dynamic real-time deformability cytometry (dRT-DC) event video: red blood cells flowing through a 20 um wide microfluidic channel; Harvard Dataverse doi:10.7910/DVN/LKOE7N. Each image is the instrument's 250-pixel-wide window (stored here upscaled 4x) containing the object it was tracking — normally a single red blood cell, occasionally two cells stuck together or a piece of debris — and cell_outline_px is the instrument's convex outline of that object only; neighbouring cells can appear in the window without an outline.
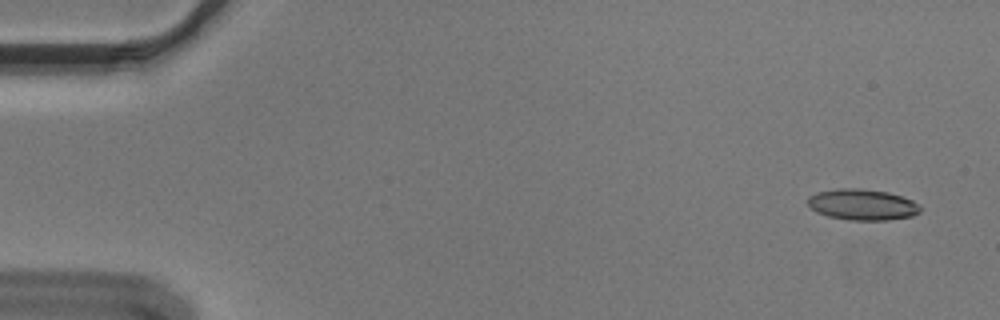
{"species": "Egyptian fruit bat (a non-hibernating species)", "species_latin": "Rousettus aegyptiacus", "temperature_condition": "cold", "stored_images_in_passage": 55, "segment_of_instrument_passage": [1, 2], "camera_frame_rate_fps": 3000, "um_per_image_px": 0.085, "animal": {"sex": "male"}, "frame": {"image": 1, "passage_image": 3, "time_ms": 0.667, "image_size_px": [1000, 320], "cell_outline_px": [[920, 212], [912, 216], [888, 220], [848, 220], [828, 216], [816, 212], [808, 204], [808, 196], [816, 192], [836, 188], [860, 188], [888, 192], [912, 200], [920, 204]], "centroid_in_image_um": [73.29, 17.38], "position_along_channel_um": 11.7, "area_um2": 20.46}}
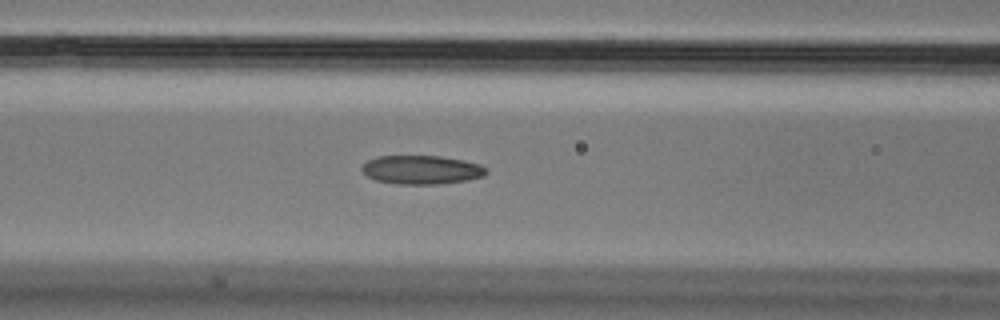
{"frame": {"image": 2, "passage_image": 23, "time_ms": 7.333, "image_size_px": [1000, 320], "cell_outline_px": [[488, 172], [484, 176], [468, 180], [440, 184], [396, 184], [376, 180], [368, 176], [360, 168], [368, 160], [376, 156], [440, 156], [464, 160], [480, 164], [488, 168]], "centroid_in_image_um": [35.87, 14.43], "position_along_channel_um": 130.7, "area_um2": 20.98}}
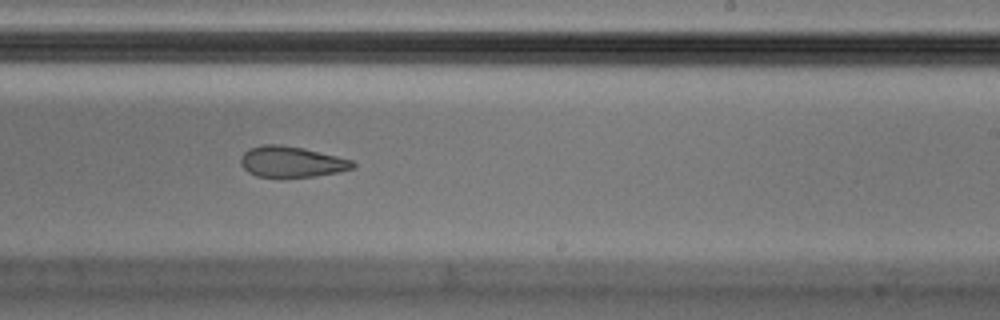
{"frame": {"image": 3, "passage_image": 34, "time_ms": 11.0, "image_size_px": [1000, 320], "cell_outline_px": [[356, 168], [316, 176], [256, 176], [248, 172], [240, 164], [240, 156], [248, 148], [260, 144], [280, 144], [304, 148], [352, 160], [356, 164]], "centroid_in_image_um": [24.75, 13.73], "position_along_channel_um": 264.2, "area_um2": 20.11}}